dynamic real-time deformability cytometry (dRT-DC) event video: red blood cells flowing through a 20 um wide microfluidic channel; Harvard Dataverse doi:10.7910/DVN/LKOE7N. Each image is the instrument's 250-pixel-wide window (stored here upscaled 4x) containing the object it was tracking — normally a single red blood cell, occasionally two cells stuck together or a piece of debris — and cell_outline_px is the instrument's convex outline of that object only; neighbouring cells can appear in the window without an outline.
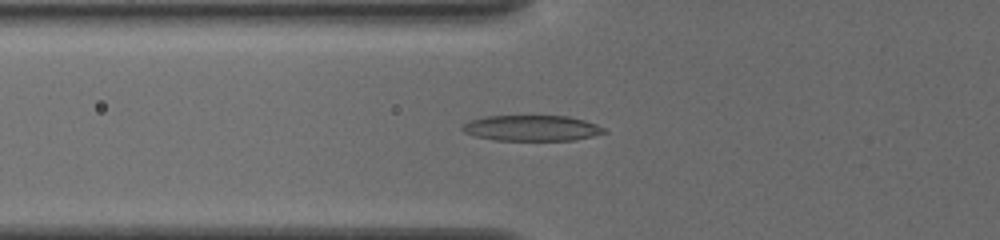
{"species": "common noctule bat (a hibernating species)", "species_latin": "Nyctalus noctula", "temperature_condition": "cold", "stored_images_in_passage": 52, "camera_frame_rate_fps": 3000, "um_per_image_px": 0.085, "animal": {"sex": "female", "body_mass_g": 19.5, "forearm_length_mm": 54.1}, "frame": {"image": 1, "passage_image": 19, "time_ms": 6.0, "image_size_px": [1000, 240], "cell_outline_px": [[608, 132], [592, 136], [572, 140], [496, 140], [476, 136], [464, 132], [460, 128], [468, 120], [484, 116], [568, 116], [584, 120], [596, 124], [604, 128]], "centroid_in_image_um": [45.18, 10.88], "position_along_channel_um": 80.6, "area_um2": 21.15}}
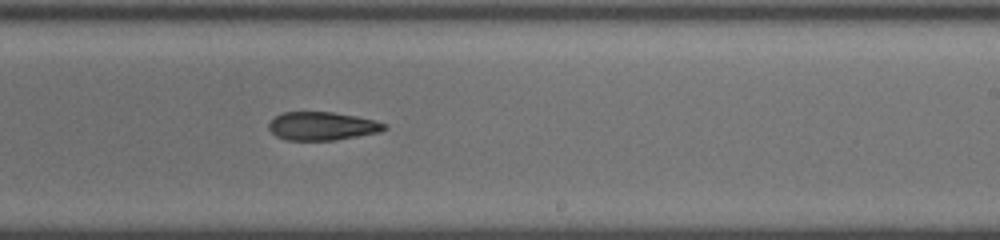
{"frame": {"image": 2, "passage_image": 33, "time_ms": 10.667, "image_size_px": [1000, 240], "cell_outline_px": [[388, 128], [380, 132], [336, 140], [284, 140], [276, 136], [268, 128], [268, 124], [276, 116], [284, 112], [332, 112], [356, 116], [376, 120], [388, 124]], "centroid_in_image_um": [27.42, 10.72], "position_along_channel_um": 261.6, "area_um2": 19.19}}
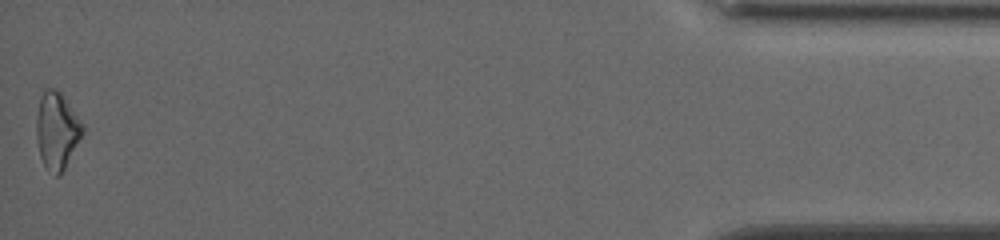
{"frame": {"image": 3, "passage_image": 52, "time_ms": 17.0, "image_size_px": [1000, 240], "cell_outline_px": [[84, 132], [64, 168], [56, 176], [48, 172], [40, 156], [36, 136], [36, 116], [40, 96], [44, 88], [56, 88], [60, 92], [84, 124]], "centroid_in_image_um": [4.82, 11.06], "position_along_channel_um": 430.4, "area_um2": 20.69}, "authors_computed_cell_mechanics": {"area_um2": 20.4901, "velocity_mm_per_s": 3.8831, "shape_relaxation_time_tau1_ms": null, "shape_relaxation_time_tau2_ms": 5.426, "deformation_change_tau1": null, "deformation_change_tau2": 0.1429}}